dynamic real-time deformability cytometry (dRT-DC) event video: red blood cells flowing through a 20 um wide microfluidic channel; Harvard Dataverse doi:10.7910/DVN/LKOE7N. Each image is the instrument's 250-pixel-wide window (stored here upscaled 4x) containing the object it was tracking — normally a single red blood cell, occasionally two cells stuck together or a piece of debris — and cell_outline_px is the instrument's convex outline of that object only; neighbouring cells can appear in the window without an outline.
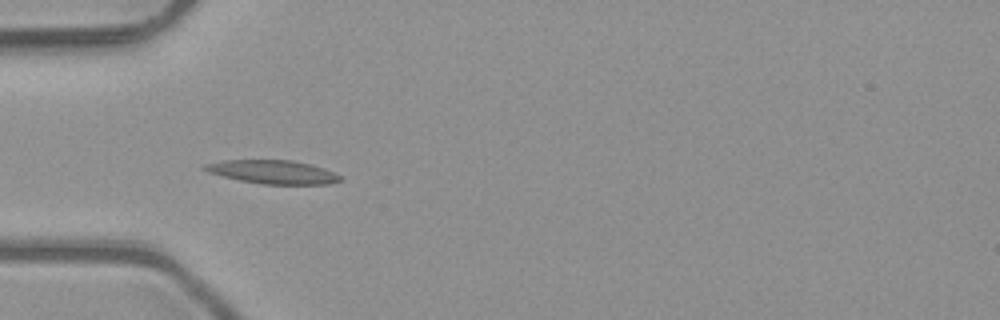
{"species": "common noctule bat (a hibernating species)", "species_latin": "Nyctalus noctula", "temperature_condition": "room temperature", "stored_images_in_passage": 4, "camera_frame_rate_fps": 3000, "um_per_image_px": 0.085, "animal": {"sex": "male", "body_mass_g": 23.1, "forearm_length_mm": 52.7}, "frame": {"image": 1, "passage_image": 3, "time_ms": 0.667, "image_size_px": [1000, 320], "cell_outline_px": [[344, 180], [328, 184], [260, 184], [240, 180], [208, 172], [200, 168], [204, 164], [224, 160], [292, 160], [324, 168], [340, 176]], "centroid_in_image_um": [23.17, 14.62], "position_along_channel_um": 61.8, "area_um2": 18.5}}
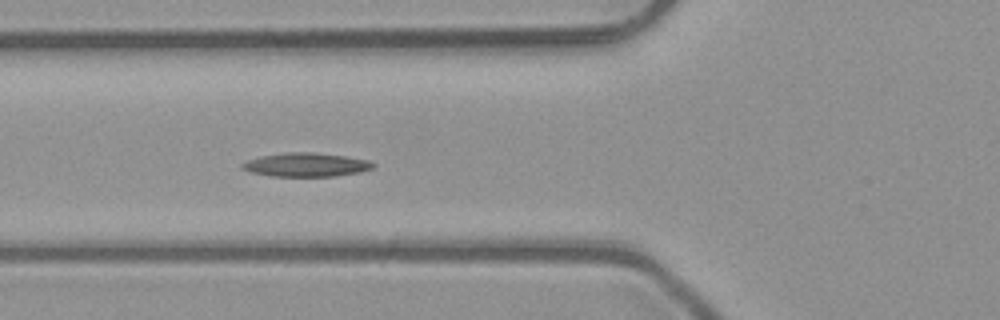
{"frame": {"image": 2, "passage_image": 4, "time_ms": 1.0, "image_size_px": [1000, 320], "cell_outline_px": [[376, 164], [372, 168], [360, 172], [336, 176], [272, 176], [252, 172], [240, 168], [240, 164], [248, 160], [260, 156], [284, 152], [312, 152], [344, 156], [368, 160]], "centroid_in_image_um": [26.0, 14.0], "position_along_channel_um": 99.8, "area_um2": 18.09}}